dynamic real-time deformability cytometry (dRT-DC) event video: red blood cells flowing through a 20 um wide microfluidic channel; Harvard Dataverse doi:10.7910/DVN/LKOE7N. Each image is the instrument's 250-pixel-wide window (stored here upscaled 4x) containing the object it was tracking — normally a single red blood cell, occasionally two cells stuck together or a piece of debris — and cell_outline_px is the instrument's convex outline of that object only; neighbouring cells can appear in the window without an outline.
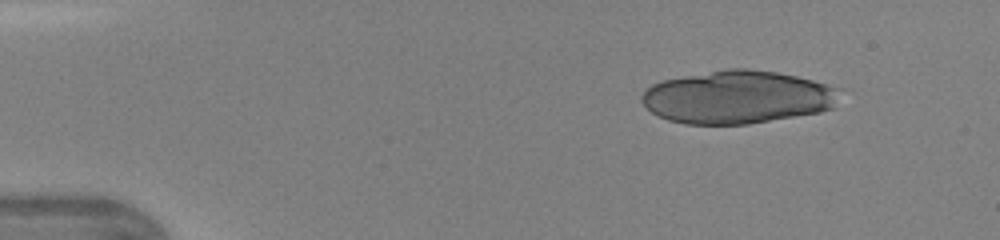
{"species": "human", "species_latin": "Homo sapiens", "temperature_condition": "warm", "stored_images_in_passage": 14, "camera_frame_rate_fps": 3000, "um_per_image_px": 0.085, "donor": {"sex": "female"}, "frame": {"image": 1, "passage_image": 1, "time_ms": 0.0, "image_size_px": [1000, 240], "cell_outline_px": [[840, 88], [836, 108], [820, 112], [748, 124], [684, 124], [668, 120], [652, 112], [640, 100], [640, 96], [652, 84], [664, 80], [684, 76], [728, 68], [748, 68], [776, 72], [796, 76], [812, 80]], "centroid_in_image_um": [62.72, 8.26], "position_along_channel_um": 22.3, "area_um2": 61.21}}